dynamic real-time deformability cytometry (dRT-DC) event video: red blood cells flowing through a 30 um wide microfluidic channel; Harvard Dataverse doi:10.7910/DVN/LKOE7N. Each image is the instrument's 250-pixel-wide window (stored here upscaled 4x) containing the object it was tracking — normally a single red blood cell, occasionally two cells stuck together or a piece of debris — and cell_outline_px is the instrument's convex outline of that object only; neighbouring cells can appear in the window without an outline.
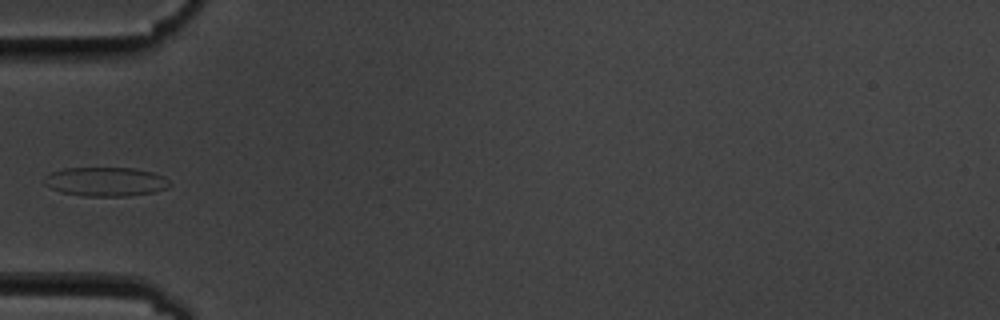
{"species": "common noctule bat (a hibernating species)", "species_latin": "Nyctalus noctula", "temperature_condition": "cold", "stored_images_in_passage": 9, "camera_frame_rate_fps": 3000, "um_per_image_px": 0.085, "animal": {"sex": "male", "body_mass_g": 19.5, "forearm_length_mm": 54.6}, "frame": {"image": 1, "passage_image": 4, "time_ms": 3.667, "image_size_px": [1000, 320], "cell_outline_px": [[172, 184], [168, 188], [152, 192], [128, 196], [84, 196], [60, 192], [44, 184], [44, 176], [52, 172], [64, 168], [136, 168], [152, 172], [164, 176]], "centroid_in_image_um": [8.99, 15.44], "position_along_channel_um": 76.0, "area_um2": 21.33}}
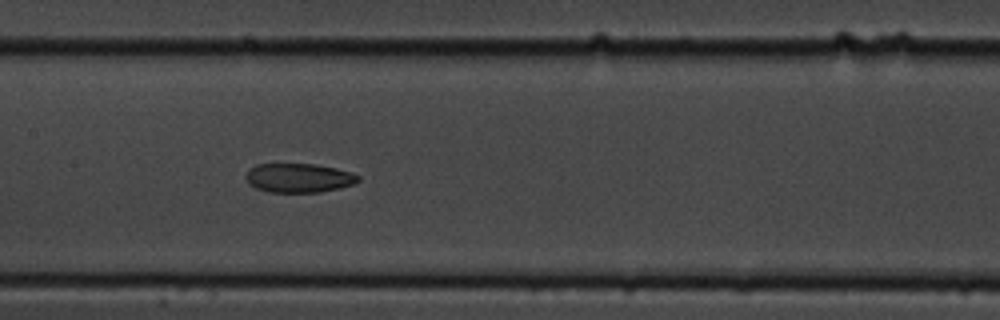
{"frame": {"image": 2, "passage_image": 7, "time_ms": 6.667, "image_size_px": [1000, 320], "cell_outline_px": [[360, 180], [356, 184], [340, 188], [320, 192], [268, 192], [256, 188], [248, 184], [244, 176], [248, 168], [256, 164], [316, 164], [336, 168], [352, 172], [360, 176]], "centroid_in_image_um": [25.39, 15.12], "position_along_channel_um": 182.0, "area_um2": 19.42}}
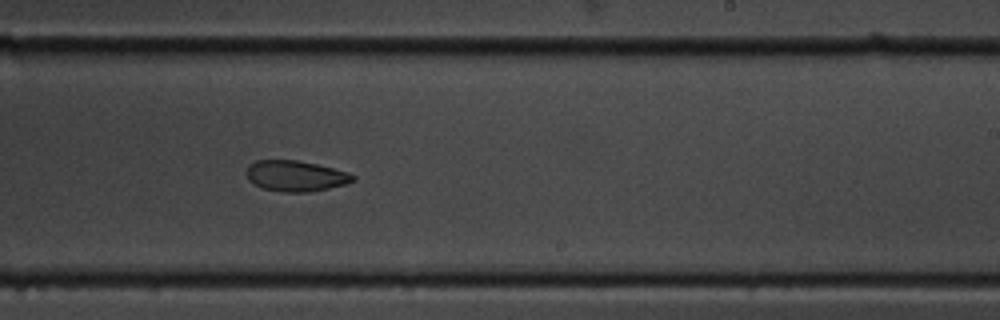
{"frame": {"image": 3, "passage_image": 9, "time_ms": 9.0, "image_size_px": [1000, 320], "cell_outline_px": [[356, 180], [344, 184], [328, 188], [308, 192], [284, 192], [264, 188], [252, 184], [248, 180], [248, 164], [256, 160], [296, 160], [316, 164], [348, 172], [356, 176]], "centroid_in_image_um": [25.12, 14.95], "position_along_channel_um": 263.9, "area_um2": 18.96}}